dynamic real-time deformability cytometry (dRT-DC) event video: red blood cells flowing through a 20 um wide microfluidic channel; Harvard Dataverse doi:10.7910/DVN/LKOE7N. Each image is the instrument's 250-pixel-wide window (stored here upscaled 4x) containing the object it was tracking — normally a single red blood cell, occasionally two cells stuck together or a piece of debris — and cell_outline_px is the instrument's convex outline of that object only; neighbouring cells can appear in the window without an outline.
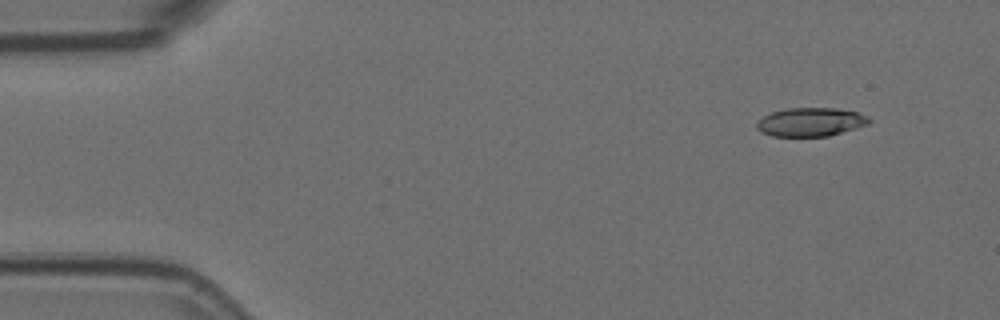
{"species": "Egyptian fruit bat (a non-hibernating species)", "species_latin": "Rousettus aegyptiacus", "temperature_condition": "room temperature", "stored_images_in_passage": 4, "camera_frame_rate_fps": 3000, "um_per_image_px": 0.085, "animal": {"sex": "female"}, "frame": {"image": 1, "passage_image": 1, "time_ms": 0.0, "image_size_px": [1000, 320], "cell_outline_px": [[872, 120], [868, 124], [856, 128], [828, 136], [772, 136], [760, 132], [756, 128], [756, 124], [764, 116], [772, 112], [788, 108], [836, 108], [856, 112], [868, 116]], "centroid_in_image_um": [68.91, 10.37], "position_along_channel_um": 16.1, "area_um2": 18.67}}
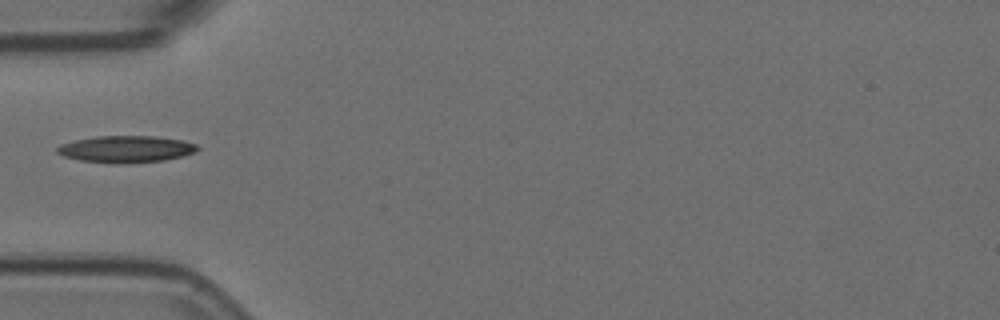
{"frame": {"image": 2, "passage_image": 4, "time_ms": 1.0, "image_size_px": [1000, 320], "cell_outline_px": [[200, 148], [192, 152], [180, 156], [164, 160], [128, 164], [116, 164], [80, 160], [64, 156], [56, 152], [56, 148], [60, 144], [76, 140], [96, 136], [156, 136], [184, 140], [196, 144]], "centroid_in_image_um": [10.69, 12.67], "position_along_channel_um": 74.3, "area_um2": 21.96}}